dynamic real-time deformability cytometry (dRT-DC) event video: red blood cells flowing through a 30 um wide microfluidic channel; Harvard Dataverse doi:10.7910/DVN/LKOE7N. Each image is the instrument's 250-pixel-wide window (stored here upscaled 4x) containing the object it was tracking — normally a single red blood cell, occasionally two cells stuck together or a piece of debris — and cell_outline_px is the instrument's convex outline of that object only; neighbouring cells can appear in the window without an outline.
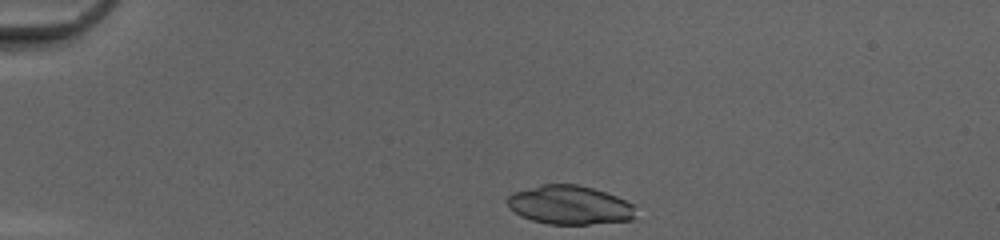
{"species": "common noctule bat (a hibernating species)", "species_latin": "Nyctalus noctula", "temperature_condition": "cold", "stored_images_in_passage": 33, "camera_frame_rate_fps": 3000, "um_per_image_px": 0.085, "animal": {"sex": "female", "body_mass_g": 20.0, "forearm_length_mm": 54.0}, "frame": {"image": 1, "passage_image": 1, "time_ms": 0.0, "image_size_px": [1000, 240], "cell_outline_px": [[632, 220], [588, 224], [548, 224], [532, 220], [520, 216], [508, 208], [508, 196], [512, 192], [544, 184], [576, 184], [592, 188], [616, 196], [632, 204]], "centroid_in_image_um": [48.35, 17.43], "position_along_channel_um": 36.7, "area_um2": 28.73}}
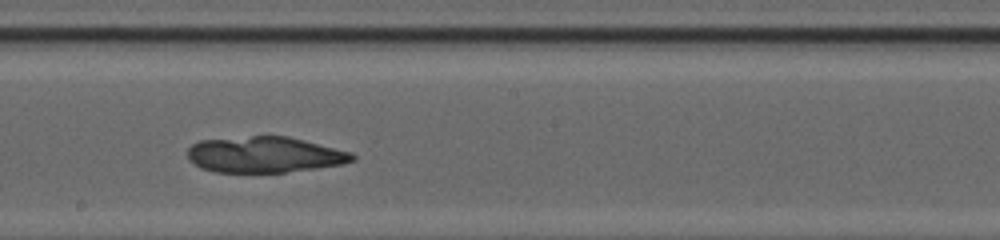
{"frame": {"image": 2, "passage_image": 19, "time_ms": 6.0, "image_size_px": [1000, 240], "cell_outline_px": [[356, 160], [344, 164], [316, 168], [284, 172], [216, 172], [200, 168], [188, 160], [188, 148], [192, 144], [200, 140], [252, 136], [288, 136], [352, 152], [356, 156]], "centroid_in_image_um": [22.5, 13.15], "position_along_channel_um": 225.7, "area_um2": 34.62}}
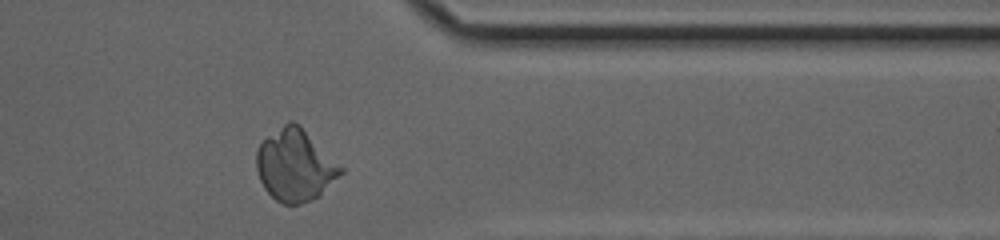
{"frame": {"image": 3, "passage_image": 31, "time_ms": 10.0, "image_size_px": [1000, 240], "cell_outline_px": [[344, 172], [320, 196], [312, 200], [300, 204], [284, 204], [276, 200], [264, 188], [260, 180], [256, 168], [256, 152], [260, 144], [268, 136], [288, 120], [292, 120], [300, 124], [344, 168]], "centroid_in_image_um": [25.1, 14.05], "position_along_channel_um": 386.3, "area_um2": 35.49}}